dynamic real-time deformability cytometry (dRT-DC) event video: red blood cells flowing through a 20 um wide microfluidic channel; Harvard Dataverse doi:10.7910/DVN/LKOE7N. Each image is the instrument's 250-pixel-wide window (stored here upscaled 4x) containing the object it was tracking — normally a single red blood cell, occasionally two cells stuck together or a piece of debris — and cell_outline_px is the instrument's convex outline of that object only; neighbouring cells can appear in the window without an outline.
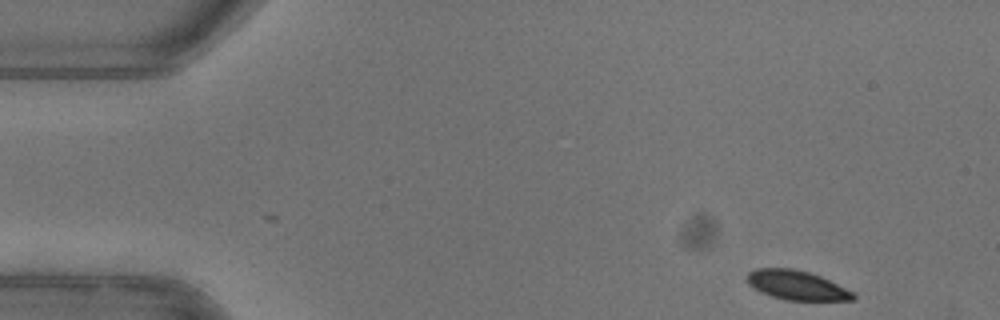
{"species": "common noctule bat (a hibernating species)", "species_latin": "Nyctalus noctula", "temperature_condition": "warm", "stored_images_in_passage": 48, "camera_frame_rate_fps": 3000, "um_per_image_px": 0.085, "animal": {"sex": "female"}, "frame": {"image": 1, "passage_image": 1, "time_ms": 0.0, "image_size_px": [1000, 320], "cell_outline_px": [[856, 296], [852, 300], [784, 300], [760, 292], [748, 284], [748, 272], [756, 268], [792, 268], [808, 272], [820, 276], [852, 292]], "centroid_in_image_um": [67.67, 24.24], "position_along_channel_um": 17.3, "area_um2": 17.86}}
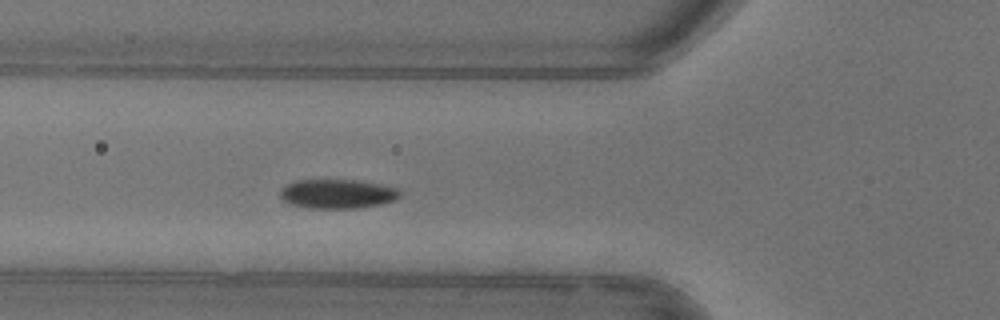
{"frame": {"image": 2, "passage_image": 15, "time_ms": 4.667, "image_size_px": [1000, 320], "cell_outline_px": [[404, 192], [396, 200], [380, 204], [356, 208], [308, 208], [288, 204], [280, 200], [280, 188], [296, 180], [356, 180], [380, 184], [400, 188]], "centroid_in_image_um": [28.69, 16.48], "position_along_channel_um": 97.1, "area_um2": 20.75}}
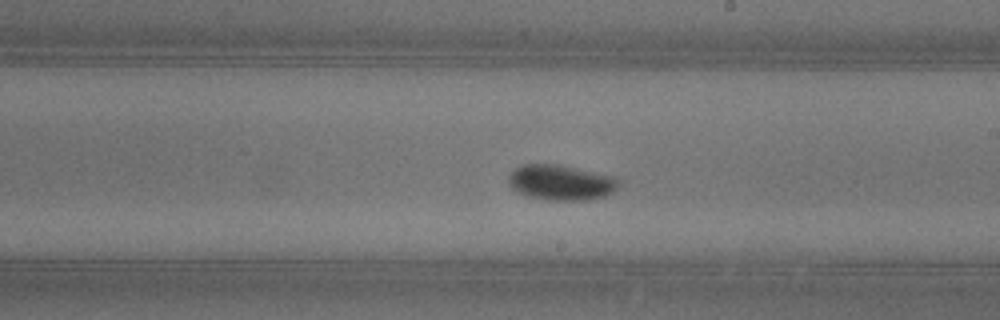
{"frame": {"image": 3, "passage_image": 26, "time_ms": 8.333, "image_size_px": [1000, 320], "cell_outline_px": [[620, 184], [608, 196], [588, 200], [544, 200], [524, 196], [516, 192], [508, 184], [508, 176], [516, 168], [524, 164], [556, 164], [616, 176], [620, 180]], "centroid_in_image_um": [47.68, 15.53], "position_along_channel_um": 241.3, "area_um2": 23.06}, "authors_computed_cell_mechanics": {"area_um2": 20.1722, "velocity_mm_per_s": 3.9346, "shape_relaxation_time_tau1_ms": 3.1797, "shape_relaxation_time_tau2_ms": null, "deformation_change_tau1": 0.1069, "deformation_change_tau2": null}}